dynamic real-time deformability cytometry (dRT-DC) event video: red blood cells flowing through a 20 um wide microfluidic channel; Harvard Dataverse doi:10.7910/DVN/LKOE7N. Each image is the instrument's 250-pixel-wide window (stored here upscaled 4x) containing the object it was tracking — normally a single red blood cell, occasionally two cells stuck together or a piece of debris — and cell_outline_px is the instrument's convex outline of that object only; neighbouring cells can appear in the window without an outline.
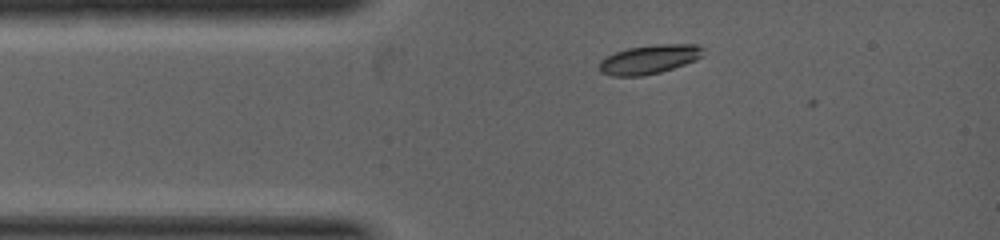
{"species": "common noctule bat (a hibernating species)", "species_latin": "Nyctalus noctula", "temperature_condition": "warm", "stored_images_in_passage": 4, "camera_frame_rate_fps": 5000, "um_per_image_px": 0.085, "animal": {"sex": "female", "body_mass_g": 19.0, "forearm_length_mm": 53.3}, "frame": {"image": 1, "passage_image": 2, "time_ms": 0.2, "image_size_px": [1000, 240], "cell_outline_px": [[704, 48], [700, 56], [696, 60], [660, 72], [644, 76], [612, 76], [600, 72], [600, 60], [604, 56], [628, 48], [656, 44], [696, 44]], "centroid_in_image_um": [55.15, 5.04], "position_along_channel_um": 29.8, "area_um2": 17.51}}